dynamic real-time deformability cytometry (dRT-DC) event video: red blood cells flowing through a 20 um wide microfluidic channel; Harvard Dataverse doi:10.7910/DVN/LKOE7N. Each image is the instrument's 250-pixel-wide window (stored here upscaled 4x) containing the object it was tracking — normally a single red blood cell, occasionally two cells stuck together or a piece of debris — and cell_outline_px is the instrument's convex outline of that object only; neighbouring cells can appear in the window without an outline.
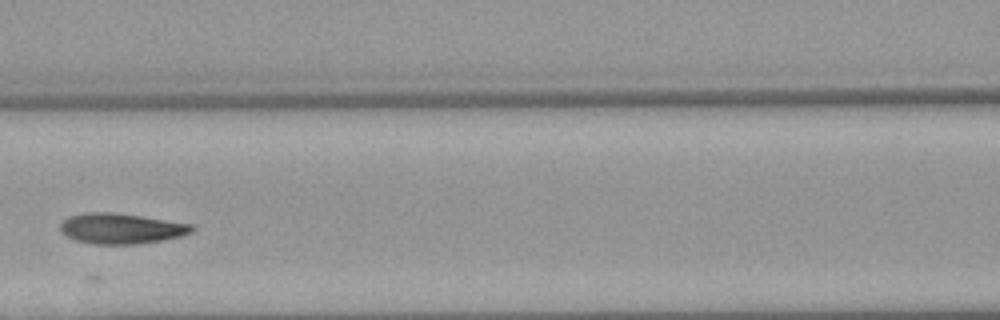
{"species": "Egyptian fruit bat (a non-hibernating species)", "species_latin": "Rousettus aegyptiacus", "temperature_condition": "warm", "stored_images_in_passage": 6, "camera_frame_rate_fps": 3000, "um_per_image_px": 0.085, "animal": {"sex": "female"}, "frame": {"image": 1, "passage_image": 5, "time_ms": 5.333, "image_size_px": [1000, 320], "cell_outline_px": [[196, 228], [192, 232], [180, 236], [164, 240], [136, 244], [92, 244], [76, 240], [60, 232], [60, 224], [68, 216], [84, 212], [112, 212], [140, 216], [192, 224]], "centroid_in_image_um": [10.28, 19.42], "position_along_channel_um": 156.3, "area_um2": 23.41}}